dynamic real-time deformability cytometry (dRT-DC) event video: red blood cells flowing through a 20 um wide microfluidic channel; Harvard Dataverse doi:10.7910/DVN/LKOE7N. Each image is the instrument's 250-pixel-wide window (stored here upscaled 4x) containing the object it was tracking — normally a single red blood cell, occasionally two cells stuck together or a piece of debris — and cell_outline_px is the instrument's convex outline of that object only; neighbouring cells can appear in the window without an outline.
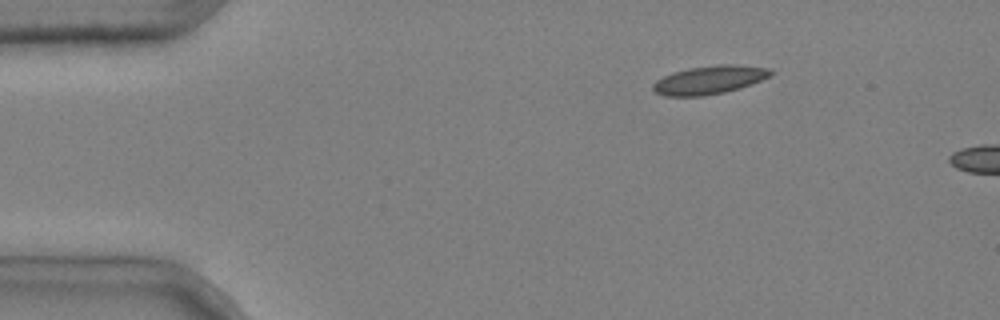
{"species": "common noctule bat (a hibernating species)", "species_latin": "Nyctalus noctula", "temperature_condition": "cold", "stored_images_in_passage": 4, "camera_frame_rate_fps": 3000, "um_per_image_px": 0.085, "animal": {"sex": "male", "body_mass_g": 20.4}, "frame": {"image": 1, "passage_image": 4, "time_ms": 1.0, "image_size_px": [1000, 320], "cell_outline_px": [[776, 72], [752, 84], [740, 88], [724, 92], [704, 96], [664, 96], [656, 92], [652, 88], [652, 84], [656, 80], [672, 72], [688, 68], [716, 64], [736, 64], [772, 68]], "centroid_in_image_um": [60.31, 6.78], "position_along_channel_um": 24.7, "area_um2": 19.71}}